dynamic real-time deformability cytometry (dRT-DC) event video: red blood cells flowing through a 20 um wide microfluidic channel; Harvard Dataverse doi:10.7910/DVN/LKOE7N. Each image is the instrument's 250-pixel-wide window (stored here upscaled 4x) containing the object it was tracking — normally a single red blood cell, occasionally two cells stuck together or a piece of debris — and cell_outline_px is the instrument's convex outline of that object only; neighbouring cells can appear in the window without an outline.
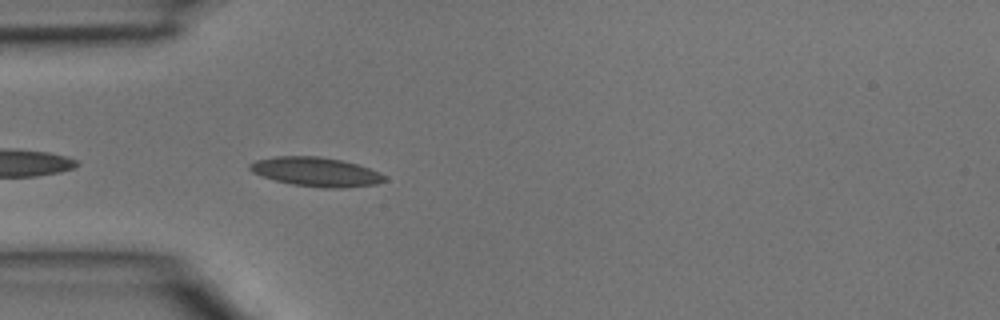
{"species": "common noctule bat (a hibernating species)", "species_latin": "Nyctalus noctula", "temperature_condition": "room temperature", "stored_images_in_passage": 5, "camera_frame_rate_fps": 3000, "um_per_image_px": 0.085, "animal": {"sex": "male", "body_mass_g": 15.6}, "frame": {"image": 1, "passage_image": 2, "time_ms": 0.333, "image_size_px": [1000, 320], "cell_outline_px": [[388, 180], [376, 184], [344, 188], [324, 188], [292, 184], [276, 180], [252, 172], [248, 168], [248, 164], [256, 160], [276, 156], [320, 156], [340, 160], [356, 164], [368, 168], [384, 176]], "centroid_in_image_um": [26.84, 14.6], "position_along_channel_um": 58.2, "area_um2": 22.66}}